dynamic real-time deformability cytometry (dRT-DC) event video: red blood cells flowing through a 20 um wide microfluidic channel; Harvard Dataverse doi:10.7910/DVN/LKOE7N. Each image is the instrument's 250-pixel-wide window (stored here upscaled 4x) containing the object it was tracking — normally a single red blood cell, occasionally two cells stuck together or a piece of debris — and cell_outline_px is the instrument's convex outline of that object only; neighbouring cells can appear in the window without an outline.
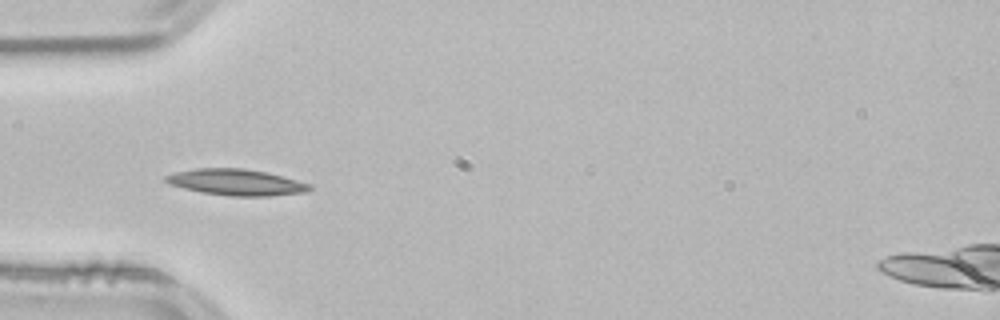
{"species": "common noctule bat (a hibernating species)", "species_latin": "Nyctalus noctula", "temperature_condition": "room temperature", "stored_images_in_passage": 7, "camera_frame_rate_fps": 3000, "um_per_image_px": 0.085, "animal": {"sex": "male", "body_mass_g": 21.5, "forearm_length_mm": 52.0}, "frame": {"image": 1, "passage_image": 1, "time_ms": 0.0, "image_size_px": [1000, 320], "cell_outline_px": [[312, 188], [308, 192], [268, 196], [232, 196], [200, 192], [168, 184], [164, 180], [164, 176], [176, 172], [196, 168], [244, 168], [268, 172], [312, 184]], "centroid_in_image_um": [20.1, 15.49], "position_along_channel_um": 64.9, "area_um2": 22.14}}